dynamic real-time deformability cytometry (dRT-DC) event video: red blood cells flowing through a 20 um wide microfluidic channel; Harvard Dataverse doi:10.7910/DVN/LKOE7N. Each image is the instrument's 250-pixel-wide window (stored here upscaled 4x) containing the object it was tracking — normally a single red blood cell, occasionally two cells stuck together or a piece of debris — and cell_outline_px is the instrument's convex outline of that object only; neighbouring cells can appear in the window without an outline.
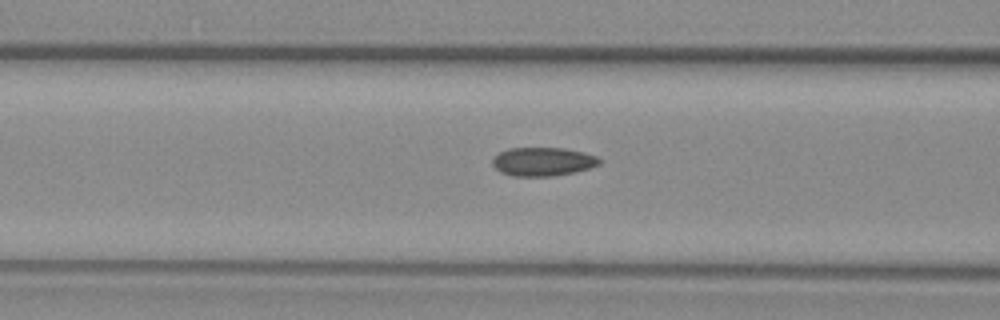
{"species": "common noctule bat (a hibernating species)", "species_latin": "Nyctalus noctula", "temperature_condition": "warm", "stored_images_in_passage": 37, "camera_frame_rate_fps": 3000, "um_per_image_px": 0.085, "animal": {"sex": "female", "body_mass_g": 29.2, "forearm_length_mm": 56.3}, "frame": {"image": 1, "passage_image": 9, "time_ms": 2.667, "image_size_px": [1000, 320], "cell_outline_px": [[600, 164], [576, 172], [552, 176], [512, 176], [500, 172], [492, 164], [492, 160], [500, 152], [508, 148], [564, 148], [584, 152], [596, 156], [600, 160]], "centroid_in_image_um": [46.14, 13.74], "position_along_channel_um": 120.5, "area_um2": 17.8}}
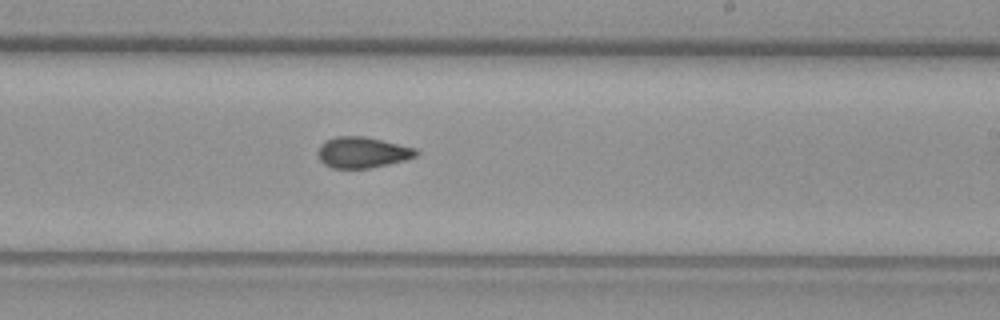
{"frame": {"image": 2, "passage_image": 20, "time_ms": 6.333, "image_size_px": [1000, 320], "cell_outline_px": [[420, 152], [416, 156], [404, 160], [388, 164], [368, 168], [332, 168], [324, 164], [320, 160], [316, 152], [320, 144], [324, 140], [336, 136], [364, 136], [416, 148]], "centroid_in_image_um": [30.77, 12.95], "position_along_channel_um": 258.2, "area_um2": 17.8}}
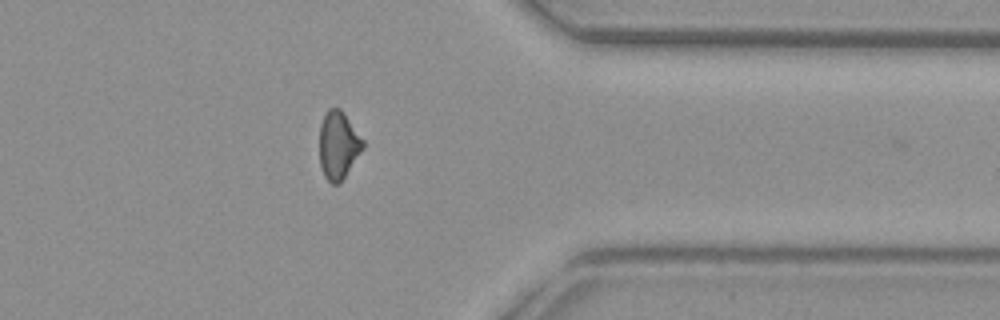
{"frame": {"image": 3, "passage_image": 31, "time_ms": 10.0, "image_size_px": [1000, 320], "cell_outline_px": [[364, 148], [340, 184], [332, 184], [324, 176], [320, 164], [320, 124], [328, 108], [340, 108], [344, 112], [364, 140]], "centroid_in_image_um": [28.77, 12.34], "position_along_channel_um": 382.6, "area_um2": 17.28}, "authors_computed_cell_mechanics": {"area_um2": 17.7446, "velocity_mm_per_s": 3.756, "shape_relaxation_time_tau1_ms": null, "shape_relaxation_time_tau2_ms": 2.2826, "deformation_change_tau1": null, "deformation_change_tau2": 0.0701}}